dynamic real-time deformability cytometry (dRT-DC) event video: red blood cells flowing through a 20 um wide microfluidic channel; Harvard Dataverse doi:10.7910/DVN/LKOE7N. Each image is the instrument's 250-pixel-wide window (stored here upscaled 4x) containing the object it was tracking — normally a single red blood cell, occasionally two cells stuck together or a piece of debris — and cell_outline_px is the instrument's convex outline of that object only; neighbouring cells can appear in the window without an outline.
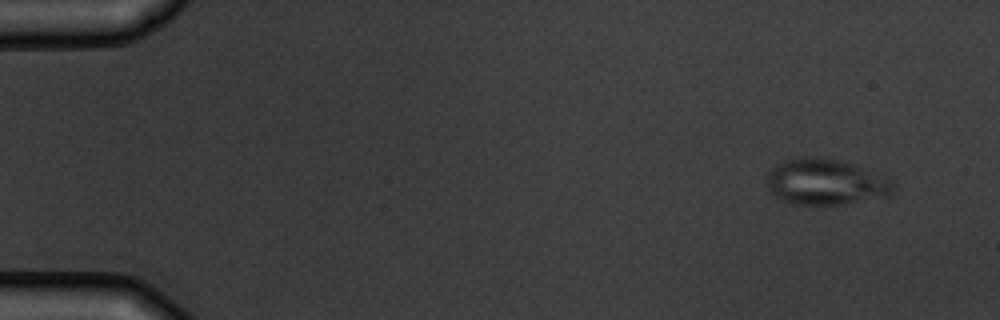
{"species": "common noctule bat (a hibernating species)", "species_latin": "Nyctalus noctula", "temperature_condition": "warm", "stored_images_in_passage": 7, "camera_frame_rate_fps": 3000, "um_per_image_px": 0.085, "animal": {"sex": "male", "body_mass_g": 19.5, "forearm_length_mm": 54.6}, "frame": {"image": 1, "passage_image": 1, "time_ms": 0.0, "image_size_px": [1000, 320], "cell_outline_px": [[896, 188], [888, 196], [840, 204], [796, 204], [780, 200], [768, 188], [768, 172], [772, 168], [784, 160], [800, 156], [820, 156], [840, 160], [888, 176], [896, 184]], "centroid_in_image_um": [70.22, 15.44], "position_along_channel_um": 14.8, "area_um2": 34.04}}